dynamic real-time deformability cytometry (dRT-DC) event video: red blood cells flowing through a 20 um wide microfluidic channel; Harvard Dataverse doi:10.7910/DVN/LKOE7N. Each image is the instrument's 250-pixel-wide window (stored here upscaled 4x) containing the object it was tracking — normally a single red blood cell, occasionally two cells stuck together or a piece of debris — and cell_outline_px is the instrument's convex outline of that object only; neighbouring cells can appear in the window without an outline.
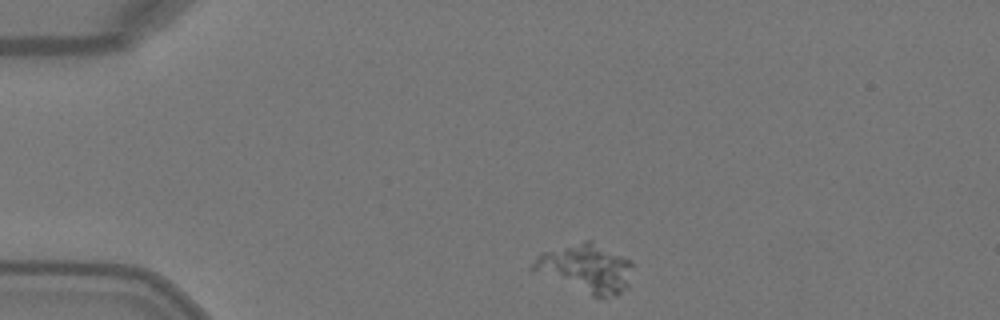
{"species": "Egyptian fruit bat (a non-hibernating species)", "species_latin": "Rousettus aegyptiacus", "temperature_condition": "warm", "stored_images_in_passage": 3, "camera_frame_rate_fps": 3000, "um_per_image_px": 0.085, "animal": {"sex": "female"}, "frame": {"image": 1, "passage_image": 1, "time_ms": 0.0, "image_size_px": [1000, 320], "cell_outline_px": [[632, 264], [628, 288], [616, 296], [592, 296], [528, 268], [544, 252], [584, 240], [592, 240], [632, 260]], "centroid_in_image_um": [49.87, 22.79], "position_along_channel_um": 35.1, "area_um2": 27.74}}
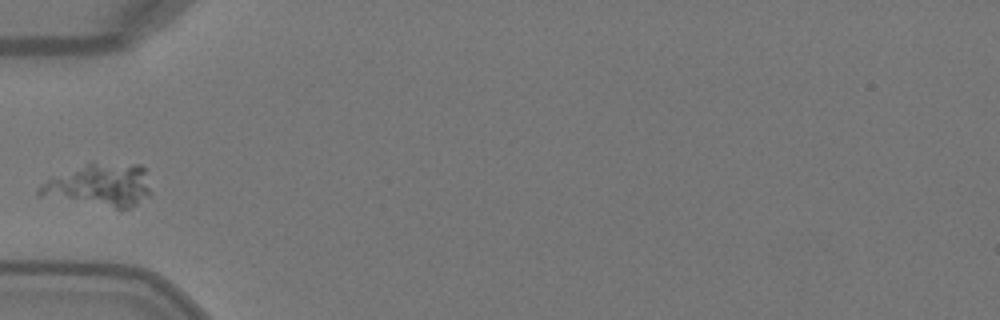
{"frame": {"image": 2, "passage_image": 3, "time_ms": 0.667, "image_size_px": [1000, 320], "cell_outline_px": [[148, 196], [136, 204], [128, 208], [116, 208], [36, 196], [36, 192], [48, 180], [92, 160], [140, 164], [144, 168], [148, 188]], "centroid_in_image_um": [8.46, 15.7], "position_along_channel_um": 76.5, "area_um2": 27.74}}